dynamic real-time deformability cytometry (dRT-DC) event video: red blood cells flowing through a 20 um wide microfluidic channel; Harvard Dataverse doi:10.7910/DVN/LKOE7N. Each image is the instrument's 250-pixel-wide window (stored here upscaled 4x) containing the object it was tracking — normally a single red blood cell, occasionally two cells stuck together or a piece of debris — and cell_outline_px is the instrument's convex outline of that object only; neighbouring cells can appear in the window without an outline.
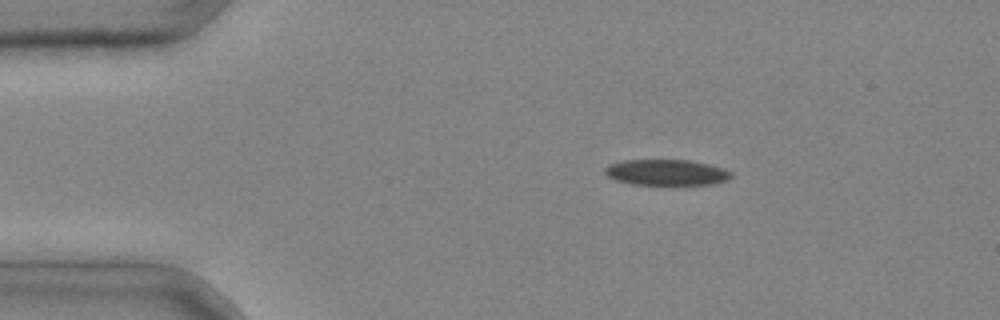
{"species": "common noctule bat (a hibernating species)", "species_latin": "Nyctalus noctula", "temperature_condition": "cold", "stored_images_in_passage": 3, "camera_frame_rate_fps": 3000, "um_per_image_px": 0.085, "animal": {"sex": "male", "body_mass_g": 20.4}, "frame": {"image": 1, "passage_image": 2, "time_ms": 0.333, "image_size_px": [1000, 320], "cell_outline_px": [[732, 176], [728, 180], [712, 184], [672, 188], [632, 184], [616, 180], [608, 176], [604, 172], [604, 168], [608, 164], [624, 160], [688, 160], [708, 164], [732, 172]], "centroid_in_image_um": [56.65, 14.71], "position_along_channel_um": 28.4, "area_um2": 20.0}}